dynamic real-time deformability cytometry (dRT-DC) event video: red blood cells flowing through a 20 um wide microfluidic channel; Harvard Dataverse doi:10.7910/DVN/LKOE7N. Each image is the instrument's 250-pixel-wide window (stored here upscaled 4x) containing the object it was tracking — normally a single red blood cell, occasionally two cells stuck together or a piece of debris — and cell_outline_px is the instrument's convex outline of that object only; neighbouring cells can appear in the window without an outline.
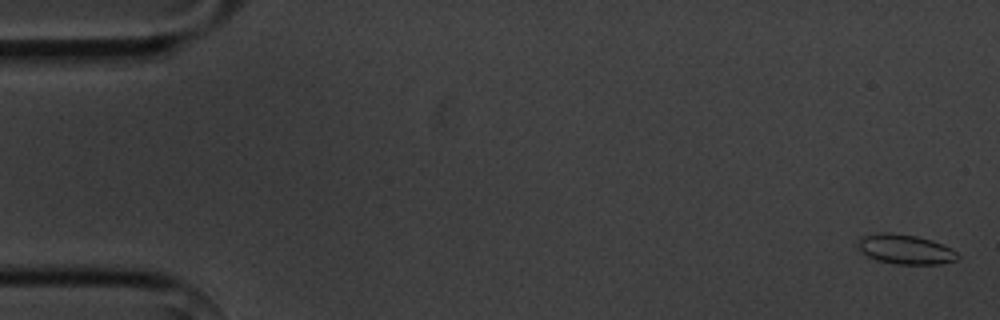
{"species": "common noctule bat (a hibernating species)", "species_latin": "Nyctalus noctula", "temperature_condition": "cold", "stored_images_in_passage": 6, "camera_frame_rate_fps": 3000, "um_per_image_px": 0.085, "animal": {"sex": "male", "body_mass_g": 20.1, "forearm_length_mm": 53.5}, "frame": {"image": 1, "passage_image": 1, "time_ms": 0.0, "image_size_px": [1000, 320], "cell_outline_px": [[960, 256], [956, 260], [940, 264], [896, 264], [876, 260], [860, 252], [856, 244], [860, 236], [880, 232], [892, 232], [916, 236], [932, 240], [952, 248]], "centroid_in_image_um": [76.91, 21.18], "position_along_channel_um": 8.1, "area_um2": 17.51}}
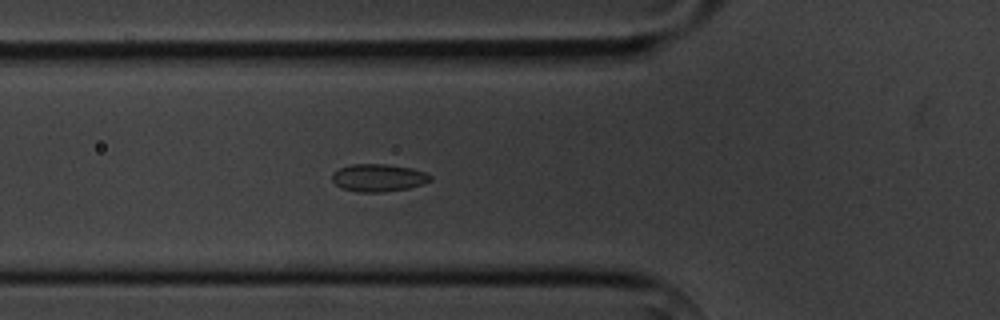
{"frame": {"image": 2, "passage_image": 6, "time_ms": 6.0, "image_size_px": [1000, 320], "cell_outline_px": [[432, 180], [424, 184], [408, 188], [380, 192], [356, 192], [344, 188], [336, 184], [332, 180], [332, 172], [340, 168], [352, 164], [388, 164], [412, 168], [424, 172], [432, 176]], "centroid_in_image_um": [32.18, 15.1], "position_along_channel_um": 93.6, "area_um2": 15.78}}